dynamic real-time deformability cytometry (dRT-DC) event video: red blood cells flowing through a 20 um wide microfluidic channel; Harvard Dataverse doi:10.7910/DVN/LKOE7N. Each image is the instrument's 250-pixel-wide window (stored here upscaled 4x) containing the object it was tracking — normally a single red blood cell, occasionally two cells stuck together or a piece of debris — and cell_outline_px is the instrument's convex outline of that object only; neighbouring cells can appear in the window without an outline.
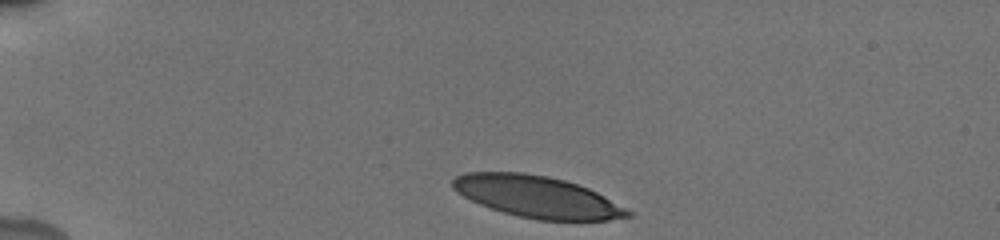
{"species": "human", "species_latin": "Homo sapiens", "temperature_condition": "cold", "stored_images_in_passage": 37, "camera_frame_rate_fps": 3000, "um_per_image_px": 0.085, "donor": {"sex": "male"}, "frame": {"image": 1, "passage_image": 1, "time_ms": 0.0, "image_size_px": [1000, 240], "cell_outline_px": [[628, 216], [604, 220], [544, 220], [520, 216], [492, 208], [472, 200], [464, 196], [452, 184], [452, 180], [456, 176], [472, 172], [516, 172], [544, 176], [564, 180], [588, 188], [596, 192], [628, 212]], "centroid_in_image_um": [45.6, 16.71], "position_along_channel_um": 39.4, "area_um2": 40.81}}
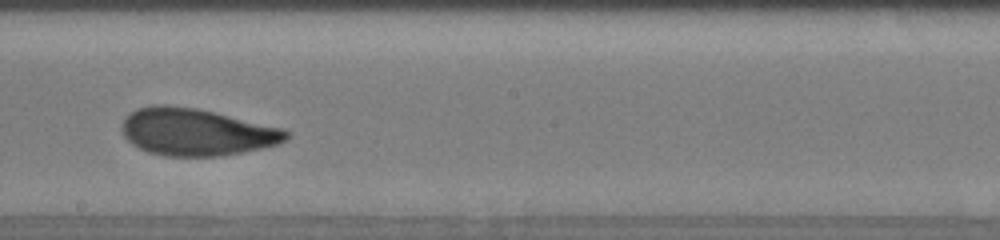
{"frame": {"image": 2, "passage_image": 21, "time_ms": 6.667, "image_size_px": [1000, 240], "cell_outline_px": [[288, 136], [284, 140], [272, 144], [232, 152], [208, 156], [176, 156], [156, 152], [144, 148], [136, 144], [124, 132], [124, 120], [132, 112], [140, 108], [188, 108], [208, 112], [276, 128], [288, 132]], "centroid_in_image_um": [16.67, 11.24], "position_along_channel_um": 231.5, "area_um2": 40.86}}
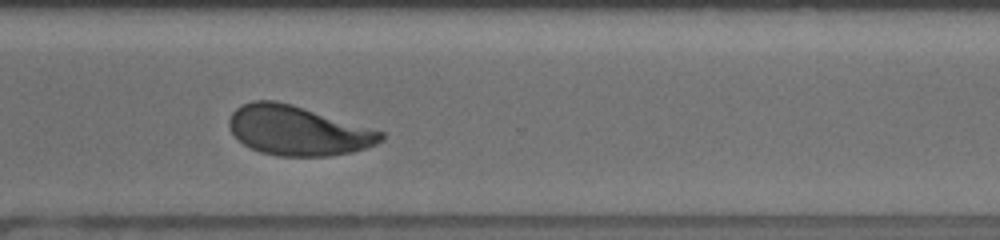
{"frame": {"image": 3, "passage_image": 30, "time_ms": 9.667, "image_size_px": [1000, 240], "cell_outline_px": [[384, 136], [380, 140], [372, 144], [348, 152], [324, 156], [284, 156], [264, 152], [252, 148], [244, 144], [232, 132], [232, 112], [236, 108], [244, 104], [256, 100], [272, 100], [288, 104], [384, 132]], "centroid_in_image_um": [25.29, 11.1], "position_along_channel_um": 345.3, "area_um2": 41.96}, "authors_computed_cell_mechanics": {"area_um2": 41.3848, "velocity_mm_per_s": 3.7888, "shape_relaxation_time_tau1_ms": 4.5141, "shape_relaxation_time_tau2_ms": 1.1753, "deformation_change_tau1": 0.1833, "deformation_change_tau2": 0.0768}}